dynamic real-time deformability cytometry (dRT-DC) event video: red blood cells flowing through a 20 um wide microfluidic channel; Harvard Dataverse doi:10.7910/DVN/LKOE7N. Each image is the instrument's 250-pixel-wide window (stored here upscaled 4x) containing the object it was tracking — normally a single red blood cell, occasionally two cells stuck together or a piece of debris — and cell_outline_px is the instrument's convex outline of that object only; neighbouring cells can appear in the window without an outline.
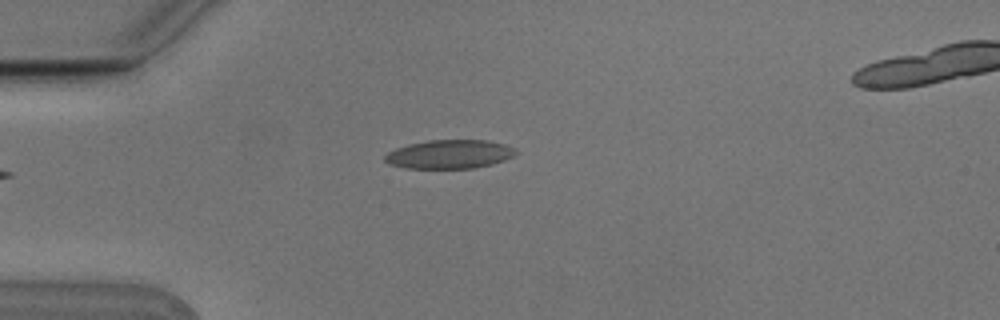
{"species": "Egyptian fruit bat (a non-hibernating species)", "species_latin": "Rousettus aegyptiacus", "temperature_condition": "cold", "stored_images_in_passage": 4, "camera_frame_rate_fps": 3000, "um_per_image_px": 0.085, "animal": {"sex": "male"}, "frame": {"image": 1, "passage_image": 4, "time_ms": 1.0, "image_size_px": [1000, 320], "cell_outline_px": [[516, 152], [512, 156], [504, 160], [492, 164], [476, 168], [404, 168], [388, 164], [384, 160], [384, 156], [388, 152], [396, 148], [408, 144], [428, 140], [488, 140], [504, 144], [512, 148]], "centroid_in_image_um": [38.16, 13.11], "position_along_channel_um": 46.8, "area_um2": 21.91}}